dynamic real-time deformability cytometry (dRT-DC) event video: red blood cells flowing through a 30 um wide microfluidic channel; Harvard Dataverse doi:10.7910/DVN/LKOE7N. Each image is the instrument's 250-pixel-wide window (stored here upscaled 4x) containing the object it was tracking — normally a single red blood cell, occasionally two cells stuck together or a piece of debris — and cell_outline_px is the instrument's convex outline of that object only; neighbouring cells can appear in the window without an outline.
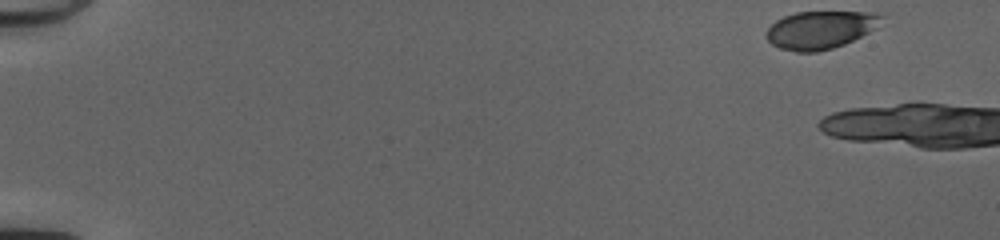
{"species": "common noctule bat (a hibernating species)", "species_latin": "Nyctalus noctula", "temperature_condition": "cold", "stored_images_in_passage": 5, "camera_frame_rate_fps": 3000, "um_per_image_px": 0.085, "animal": {"sex": "female", "body_mass_g": 20.0, "forearm_length_mm": 54.0}, "frame": {"image": 1, "passage_image": 1, "time_ms": 0.0, "image_size_px": [1000, 240], "cell_outline_px": [[884, 16], [876, 28], [844, 44], [832, 48], [816, 52], [796, 52], [780, 48], [772, 44], [768, 40], [768, 28], [776, 20], [784, 16], [796, 12], [876, 12]], "centroid_in_image_um": [69.74, 2.53], "position_along_channel_um": 15.3, "area_um2": 25.14}}